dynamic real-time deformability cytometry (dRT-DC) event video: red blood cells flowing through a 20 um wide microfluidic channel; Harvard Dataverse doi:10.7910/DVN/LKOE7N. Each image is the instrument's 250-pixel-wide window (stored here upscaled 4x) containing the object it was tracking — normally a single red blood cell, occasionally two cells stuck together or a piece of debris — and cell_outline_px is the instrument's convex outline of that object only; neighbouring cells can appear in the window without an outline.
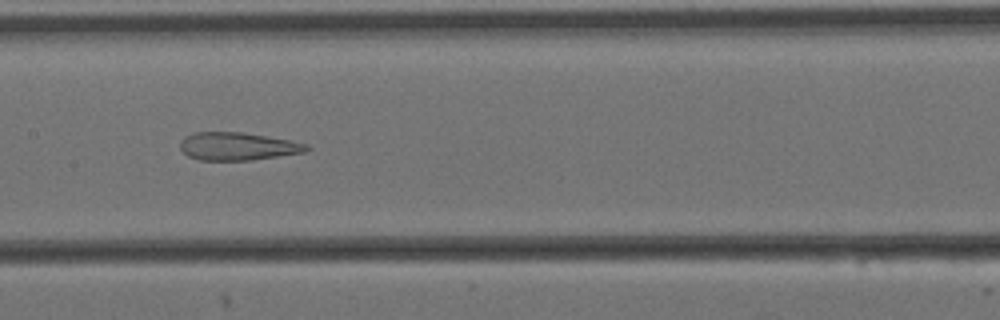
{"species": "Egyptian fruit bat (a non-hibernating species)", "species_latin": "Rousettus aegyptiacus", "temperature_condition": "cold", "stored_images_in_passage": 9, "camera_frame_rate_fps": 3000, "um_per_image_px": 0.085, "animal": {"sex": "female"}, "frame": {"image": 1, "passage_image": 8, "time_ms": 2.333, "image_size_px": [1000, 320], "cell_outline_px": [[312, 148], [304, 152], [252, 160], [200, 160], [188, 156], [180, 148], [180, 140], [184, 136], [196, 132], [240, 132], [292, 140], [308, 144]], "centroid_in_image_um": [20.21, 12.43], "position_along_channel_um": 187.2, "area_um2": 20.58}}
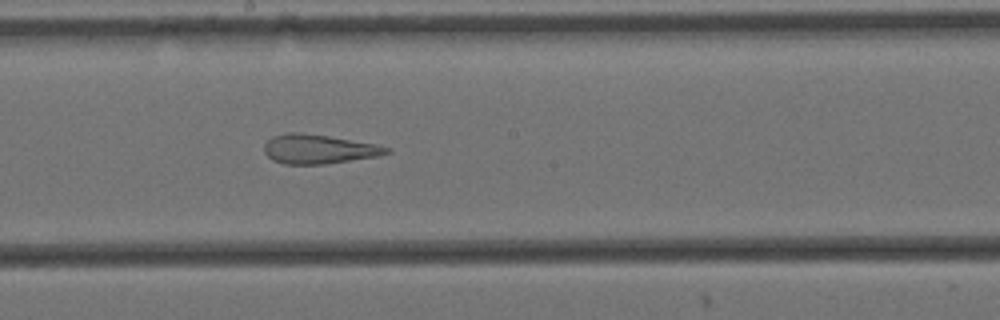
{"frame": {"image": 2, "passage_image": 9, "time_ms": 2.667, "image_size_px": [1000, 320], "cell_outline_px": [[392, 152], [380, 156], [324, 164], [284, 164], [272, 160], [264, 152], [264, 144], [272, 136], [288, 132], [300, 132], [328, 136], [376, 144], [392, 148]], "centroid_in_image_um": [27.1, 12.67], "position_along_channel_um": 221.1, "area_um2": 20.98}}